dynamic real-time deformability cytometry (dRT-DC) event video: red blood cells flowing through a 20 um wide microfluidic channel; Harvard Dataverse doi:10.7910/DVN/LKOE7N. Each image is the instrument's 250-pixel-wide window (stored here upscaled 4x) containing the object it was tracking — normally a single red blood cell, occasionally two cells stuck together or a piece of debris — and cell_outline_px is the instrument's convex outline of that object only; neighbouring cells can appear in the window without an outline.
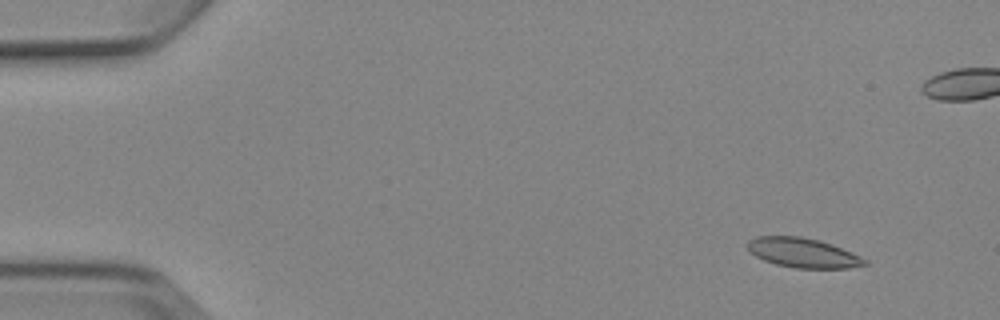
{"species": "Egyptian fruit bat (a non-hibernating species)", "species_latin": "Rousettus aegyptiacus", "temperature_condition": "cold", "stored_images_in_passage": 5, "camera_frame_rate_fps": 3000, "um_per_image_px": 0.085, "animal": {"sex": "female"}, "frame": {"image": 1, "passage_image": 1, "time_ms": 0.0, "image_size_px": [1000, 320], "cell_outline_px": [[868, 264], [848, 268], [796, 268], [776, 264], [764, 260], [756, 256], [748, 248], [748, 240], [756, 236], [800, 236], [820, 240], [832, 244], [852, 252], [868, 260]], "centroid_in_image_um": [68.28, 21.48], "position_along_channel_um": 16.7, "area_um2": 20.17}}